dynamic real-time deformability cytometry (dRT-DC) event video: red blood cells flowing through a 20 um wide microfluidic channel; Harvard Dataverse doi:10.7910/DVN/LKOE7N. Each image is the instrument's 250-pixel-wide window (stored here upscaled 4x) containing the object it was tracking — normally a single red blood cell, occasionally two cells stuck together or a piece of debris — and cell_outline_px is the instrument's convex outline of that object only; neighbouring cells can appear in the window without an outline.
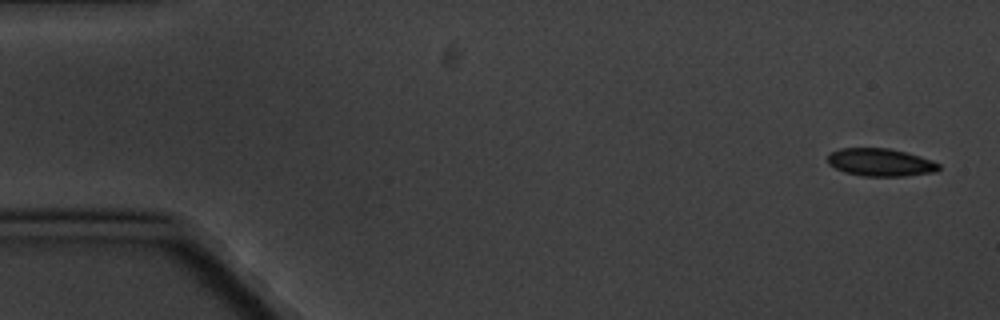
{"species": "common noctule bat (a hibernating species)", "species_latin": "Nyctalus noctula", "temperature_condition": "cold", "stored_images_in_passage": 9, "camera_frame_rate_fps": 3000, "um_per_image_px": 0.085, "animal": {"sex": "male", "body_mass_g": 20.1, "forearm_length_mm": 53.5}, "frame": {"image": 1, "passage_image": 1, "time_ms": 0.0, "image_size_px": [1000, 320], "cell_outline_px": [[940, 168], [936, 172], [904, 176], [860, 176], [844, 172], [828, 164], [828, 156], [832, 152], [840, 148], [888, 148], [920, 156], [932, 160], [940, 164]], "centroid_in_image_um": [74.85, 13.81], "position_along_channel_um": 10.2, "area_um2": 17.98}}